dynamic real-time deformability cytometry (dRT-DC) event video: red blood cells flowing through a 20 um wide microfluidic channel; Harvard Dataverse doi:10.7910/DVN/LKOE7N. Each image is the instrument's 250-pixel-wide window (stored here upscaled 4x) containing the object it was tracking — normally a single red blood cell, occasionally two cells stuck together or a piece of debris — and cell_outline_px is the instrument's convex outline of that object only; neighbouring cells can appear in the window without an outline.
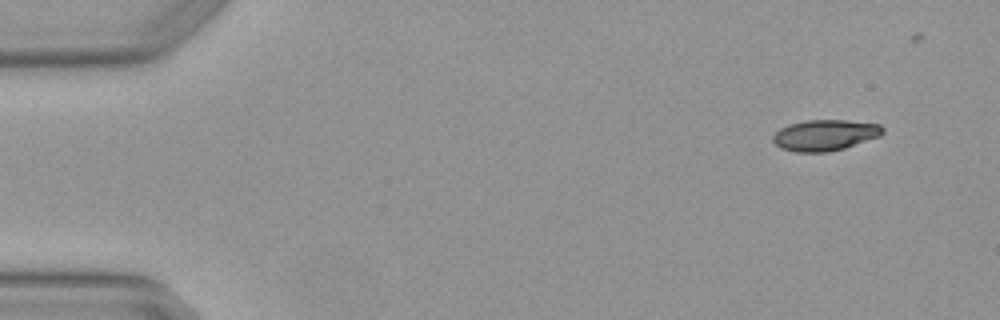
{"species": "Egyptian fruit bat (a non-hibernating species)", "species_latin": "Rousettus aegyptiacus", "temperature_condition": "warm", "stored_images_in_passage": 4, "camera_frame_rate_fps": 3000, "um_per_image_px": 0.085, "animal": {"sex": "female"}, "frame": {"image": 1, "passage_image": 1, "time_ms": 0.0, "image_size_px": [1000, 320], "cell_outline_px": [[884, 132], [880, 136], [844, 148], [828, 152], [796, 152], [780, 148], [772, 140], [772, 136], [780, 128], [788, 124], [804, 120], [848, 120], [880, 124], [884, 128]], "centroid_in_image_um": [70.11, 11.48], "position_along_channel_um": 14.9, "area_um2": 19.94}}